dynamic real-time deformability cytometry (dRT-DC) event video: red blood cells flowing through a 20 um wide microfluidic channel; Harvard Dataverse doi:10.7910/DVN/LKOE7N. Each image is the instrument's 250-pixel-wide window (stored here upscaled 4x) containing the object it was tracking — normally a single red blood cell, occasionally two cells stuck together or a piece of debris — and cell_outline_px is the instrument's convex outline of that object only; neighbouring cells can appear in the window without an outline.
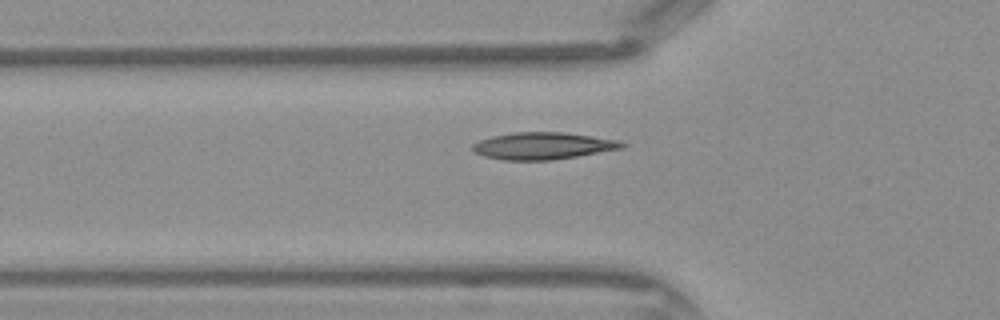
{"species": "Egyptian fruit bat (a non-hibernating species)", "species_latin": "Rousettus aegyptiacus", "temperature_condition": "warm", "stored_images_in_passage": 28, "camera_frame_rate_fps": 3000, "um_per_image_px": 0.085, "frame": {"image": 1, "passage_image": 4, "time_ms": 1.0, "image_size_px": [1000, 320], "cell_outline_px": [[628, 144], [624, 148], [552, 160], [504, 160], [484, 156], [476, 152], [472, 148], [472, 144], [480, 140], [492, 136], [516, 132], [560, 132], [620, 140]], "centroid_in_image_um": [46.17, 12.4], "position_along_channel_um": 79.6, "area_um2": 23.35}}
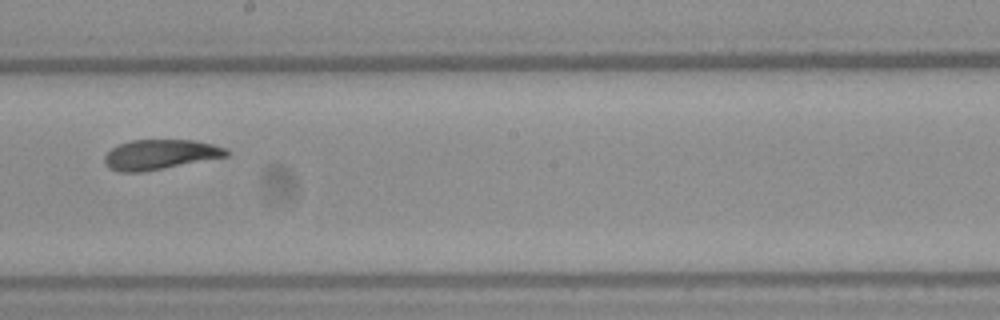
{"frame": {"image": 2, "passage_image": 14, "time_ms": 4.333, "image_size_px": [1000, 320], "cell_outline_px": [[228, 156], [144, 172], [120, 172], [108, 168], [104, 160], [104, 156], [112, 148], [120, 144], [132, 140], [192, 140], [212, 144], [224, 148], [228, 152]], "centroid_in_image_um": [13.58, 13.14], "position_along_channel_um": 234.6, "area_um2": 21.1}}
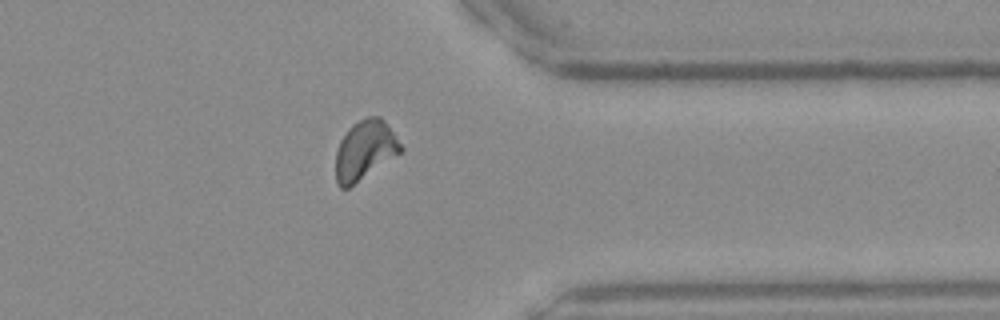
{"frame": {"image": 3, "passage_image": 24, "time_ms": 7.667, "image_size_px": [1000, 320], "cell_outline_px": [[404, 148], [400, 152], [348, 188], [340, 188], [336, 184], [336, 152], [340, 140], [348, 128], [352, 124], [364, 116], [380, 116], [384, 120], [396, 136]], "centroid_in_image_um": [30.99, 12.73], "position_along_channel_um": 380.4, "area_um2": 22.31}}